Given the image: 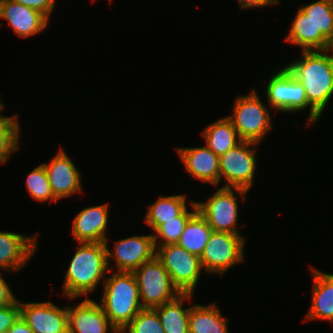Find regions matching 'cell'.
Segmentation results:
<instances>
[{
    "instance_id": "2",
    "label": "cell",
    "mask_w": 333,
    "mask_h": 333,
    "mask_svg": "<svg viewBox=\"0 0 333 333\" xmlns=\"http://www.w3.org/2000/svg\"><path fill=\"white\" fill-rule=\"evenodd\" d=\"M287 70L304 87L308 103L322 116L333 96V61L325 50L302 51Z\"/></svg>"
},
{
    "instance_id": "32",
    "label": "cell",
    "mask_w": 333,
    "mask_h": 333,
    "mask_svg": "<svg viewBox=\"0 0 333 333\" xmlns=\"http://www.w3.org/2000/svg\"><path fill=\"white\" fill-rule=\"evenodd\" d=\"M44 14L49 20L54 13L56 0H12Z\"/></svg>"
},
{
    "instance_id": "13",
    "label": "cell",
    "mask_w": 333,
    "mask_h": 333,
    "mask_svg": "<svg viewBox=\"0 0 333 333\" xmlns=\"http://www.w3.org/2000/svg\"><path fill=\"white\" fill-rule=\"evenodd\" d=\"M46 171L54 196L60 200L83 192L81 174L71 157L62 148L49 163H41Z\"/></svg>"
},
{
    "instance_id": "8",
    "label": "cell",
    "mask_w": 333,
    "mask_h": 333,
    "mask_svg": "<svg viewBox=\"0 0 333 333\" xmlns=\"http://www.w3.org/2000/svg\"><path fill=\"white\" fill-rule=\"evenodd\" d=\"M246 236L213 231L200 261L204 272L223 276L227 270L245 261Z\"/></svg>"
},
{
    "instance_id": "29",
    "label": "cell",
    "mask_w": 333,
    "mask_h": 333,
    "mask_svg": "<svg viewBox=\"0 0 333 333\" xmlns=\"http://www.w3.org/2000/svg\"><path fill=\"white\" fill-rule=\"evenodd\" d=\"M26 189L29 195L38 202H57L54 196L44 166L39 164L26 176Z\"/></svg>"
},
{
    "instance_id": "4",
    "label": "cell",
    "mask_w": 333,
    "mask_h": 333,
    "mask_svg": "<svg viewBox=\"0 0 333 333\" xmlns=\"http://www.w3.org/2000/svg\"><path fill=\"white\" fill-rule=\"evenodd\" d=\"M258 91L252 88L248 95H238L230 115L226 116L242 141L260 144L272 130V114L264 105Z\"/></svg>"
},
{
    "instance_id": "27",
    "label": "cell",
    "mask_w": 333,
    "mask_h": 333,
    "mask_svg": "<svg viewBox=\"0 0 333 333\" xmlns=\"http://www.w3.org/2000/svg\"><path fill=\"white\" fill-rule=\"evenodd\" d=\"M192 211L187 208L175 220L165 221L152 234L155 246H165L168 244H176L182 234L188 220L198 211L196 201H189Z\"/></svg>"
},
{
    "instance_id": "28",
    "label": "cell",
    "mask_w": 333,
    "mask_h": 333,
    "mask_svg": "<svg viewBox=\"0 0 333 333\" xmlns=\"http://www.w3.org/2000/svg\"><path fill=\"white\" fill-rule=\"evenodd\" d=\"M329 40L333 36V0H316L299 7Z\"/></svg>"
},
{
    "instance_id": "12",
    "label": "cell",
    "mask_w": 333,
    "mask_h": 333,
    "mask_svg": "<svg viewBox=\"0 0 333 333\" xmlns=\"http://www.w3.org/2000/svg\"><path fill=\"white\" fill-rule=\"evenodd\" d=\"M22 318L34 333H69L67 306L60 308L52 301L21 302Z\"/></svg>"
},
{
    "instance_id": "30",
    "label": "cell",
    "mask_w": 333,
    "mask_h": 333,
    "mask_svg": "<svg viewBox=\"0 0 333 333\" xmlns=\"http://www.w3.org/2000/svg\"><path fill=\"white\" fill-rule=\"evenodd\" d=\"M126 333H165L157 311L143 308L124 328Z\"/></svg>"
},
{
    "instance_id": "19",
    "label": "cell",
    "mask_w": 333,
    "mask_h": 333,
    "mask_svg": "<svg viewBox=\"0 0 333 333\" xmlns=\"http://www.w3.org/2000/svg\"><path fill=\"white\" fill-rule=\"evenodd\" d=\"M310 268L313 277L312 301L303 321L317 319L333 323V274Z\"/></svg>"
},
{
    "instance_id": "11",
    "label": "cell",
    "mask_w": 333,
    "mask_h": 333,
    "mask_svg": "<svg viewBox=\"0 0 333 333\" xmlns=\"http://www.w3.org/2000/svg\"><path fill=\"white\" fill-rule=\"evenodd\" d=\"M109 241H105L107 248V264L110 271L133 272L141 264L152 260L156 255L153 234L132 235L115 241L113 250L110 251ZM111 260L116 263L112 266ZM111 267V268H110Z\"/></svg>"
},
{
    "instance_id": "6",
    "label": "cell",
    "mask_w": 333,
    "mask_h": 333,
    "mask_svg": "<svg viewBox=\"0 0 333 333\" xmlns=\"http://www.w3.org/2000/svg\"><path fill=\"white\" fill-rule=\"evenodd\" d=\"M247 193L248 190L242 188L219 187L208 200L196 201L198 211L213 231L242 235L237 227L239 205L236 195L245 201Z\"/></svg>"
},
{
    "instance_id": "9",
    "label": "cell",
    "mask_w": 333,
    "mask_h": 333,
    "mask_svg": "<svg viewBox=\"0 0 333 333\" xmlns=\"http://www.w3.org/2000/svg\"><path fill=\"white\" fill-rule=\"evenodd\" d=\"M143 308L158 307L176 298L180 292L173 285L170 275L155 256L134 270Z\"/></svg>"
},
{
    "instance_id": "38",
    "label": "cell",
    "mask_w": 333,
    "mask_h": 333,
    "mask_svg": "<svg viewBox=\"0 0 333 333\" xmlns=\"http://www.w3.org/2000/svg\"><path fill=\"white\" fill-rule=\"evenodd\" d=\"M4 105V103L2 102V99L0 97V108Z\"/></svg>"
},
{
    "instance_id": "36",
    "label": "cell",
    "mask_w": 333,
    "mask_h": 333,
    "mask_svg": "<svg viewBox=\"0 0 333 333\" xmlns=\"http://www.w3.org/2000/svg\"><path fill=\"white\" fill-rule=\"evenodd\" d=\"M325 51L333 61V36L328 40Z\"/></svg>"
},
{
    "instance_id": "31",
    "label": "cell",
    "mask_w": 333,
    "mask_h": 333,
    "mask_svg": "<svg viewBox=\"0 0 333 333\" xmlns=\"http://www.w3.org/2000/svg\"><path fill=\"white\" fill-rule=\"evenodd\" d=\"M20 316V300L18 299L12 304L0 307V333L8 331Z\"/></svg>"
},
{
    "instance_id": "1",
    "label": "cell",
    "mask_w": 333,
    "mask_h": 333,
    "mask_svg": "<svg viewBox=\"0 0 333 333\" xmlns=\"http://www.w3.org/2000/svg\"><path fill=\"white\" fill-rule=\"evenodd\" d=\"M108 272L105 242L78 243L66 269L63 297L69 300L84 296L88 298L89 294L97 290L98 285L104 283Z\"/></svg>"
},
{
    "instance_id": "33",
    "label": "cell",
    "mask_w": 333,
    "mask_h": 333,
    "mask_svg": "<svg viewBox=\"0 0 333 333\" xmlns=\"http://www.w3.org/2000/svg\"><path fill=\"white\" fill-rule=\"evenodd\" d=\"M0 270V307L14 303L17 298Z\"/></svg>"
},
{
    "instance_id": "37",
    "label": "cell",
    "mask_w": 333,
    "mask_h": 333,
    "mask_svg": "<svg viewBox=\"0 0 333 333\" xmlns=\"http://www.w3.org/2000/svg\"><path fill=\"white\" fill-rule=\"evenodd\" d=\"M111 333H126L124 329L121 328H115L114 330H112Z\"/></svg>"
},
{
    "instance_id": "5",
    "label": "cell",
    "mask_w": 333,
    "mask_h": 333,
    "mask_svg": "<svg viewBox=\"0 0 333 333\" xmlns=\"http://www.w3.org/2000/svg\"><path fill=\"white\" fill-rule=\"evenodd\" d=\"M264 94L267 104L277 112L295 113L309 107L307 126L316 124L321 115L308 103L304 87L286 67L266 80Z\"/></svg>"
},
{
    "instance_id": "14",
    "label": "cell",
    "mask_w": 333,
    "mask_h": 333,
    "mask_svg": "<svg viewBox=\"0 0 333 333\" xmlns=\"http://www.w3.org/2000/svg\"><path fill=\"white\" fill-rule=\"evenodd\" d=\"M40 232L23 235L0 231V270L16 272L26 266L38 248Z\"/></svg>"
},
{
    "instance_id": "35",
    "label": "cell",
    "mask_w": 333,
    "mask_h": 333,
    "mask_svg": "<svg viewBox=\"0 0 333 333\" xmlns=\"http://www.w3.org/2000/svg\"><path fill=\"white\" fill-rule=\"evenodd\" d=\"M8 333H34L27 322L20 316L17 321L8 329Z\"/></svg>"
},
{
    "instance_id": "15",
    "label": "cell",
    "mask_w": 333,
    "mask_h": 333,
    "mask_svg": "<svg viewBox=\"0 0 333 333\" xmlns=\"http://www.w3.org/2000/svg\"><path fill=\"white\" fill-rule=\"evenodd\" d=\"M0 19L6 20L20 38L42 33L50 23L44 14L12 0H0Z\"/></svg>"
},
{
    "instance_id": "26",
    "label": "cell",
    "mask_w": 333,
    "mask_h": 333,
    "mask_svg": "<svg viewBox=\"0 0 333 333\" xmlns=\"http://www.w3.org/2000/svg\"><path fill=\"white\" fill-rule=\"evenodd\" d=\"M3 105L0 108V165L6 164L11 155L20 149V131L21 126L18 119V114L14 116H3L1 111L5 108Z\"/></svg>"
},
{
    "instance_id": "25",
    "label": "cell",
    "mask_w": 333,
    "mask_h": 333,
    "mask_svg": "<svg viewBox=\"0 0 333 333\" xmlns=\"http://www.w3.org/2000/svg\"><path fill=\"white\" fill-rule=\"evenodd\" d=\"M213 230L206 219L197 211L187 222L177 245L189 253L201 256Z\"/></svg>"
},
{
    "instance_id": "16",
    "label": "cell",
    "mask_w": 333,
    "mask_h": 333,
    "mask_svg": "<svg viewBox=\"0 0 333 333\" xmlns=\"http://www.w3.org/2000/svg\"><path fill=\"white\" fill-rule=\"evenodd\" d=\"M109 203L89 206L77 212L73 219V240L78 243L108 241Z\"/></svg>"
},
{
    "instance_id": "3",
    "label": "cell",
    "mask_w": 333,
    "mask_h": 333,
    "mask_svg": "<svg viewBox=\"0 0 333 333\" xmlns=\"http://www.w3.org/2000/svg\"><path fill=\"white\" fill-rule=\"evenodd\" d=\"M108 273L99 304L111 324L123 329L143 309L138 285L132 272Z\"/></svg>"
},
{
    "instance_id": "21",
    "label": "cell",
    "mask_w": 333,
    "mask_h": 333,
    "mask_svg": "<svg viewBox=\"0 0 333 333\" xmlns=\"http://www.w3.org/2000/svg\"><path fill=\"white\" fill-rule=\"evenodd\" d=\"M192 293H180L173 300L154 309L157 311L165 333H189V310L184 308L185 302H192Z\"/></svg>"
},
{
    "instance_id": "10",
    "label": "cell",
    "mask_w": 333,
    "mask_h": 333,
    "mask_svg": "<svg viewBox=\"0 0 333 333\" xmlns=\"http://www.w3.org/2000/svg\"><path fill=\"white\" fill-rule=\"evenodd\" d=\"M257 145L259 144L242 141L219 157L220 183L224 181L222 187L250 190L254 185L255 173L258 169Z\"/></svg>"
},
{
    "instance_id": "24",
    "label": "cell",
    "mask_w": 333,
    "mask_h": 333,
    "mask_svg": "<svg viewBox=\"0 0 333 333\" xmlns=\"http://www.w3.org/2000/svg\"><path fill=\"white\" fill-rule=\"evenodd\" d=\"M187 197L184 194L159 196L152 204H149L144 217L145 223L155 231L165 221L175 220L187 207Z\"/></svg>"
},
{
    "instance_id": "20",
    "label": "cell",
    "mask_w": 333,
    "mask_h": 333,
    "mask_svg": "<svg viewBox=\"0 0 333 333\" xmlns=\"http://www.w3.org/2000/svg\"><path fill=\"white\" fill-rule=\"evenodd\" d=\"M285 41L298 45L301 51L325 50L328 39L317 31L315 23L300 8L296 11Z\"/></svg>"
},
{
    "instance_id": "23",
    "label": "cell",
    "mask_w": 333,
    "mask_h": 333,
    "mask_svg": "<svg viewBox=\"0 0 333 333\" xmlns=\"http://www.w3.org/2000/svg\"><path fill=\"white\" fill-rule=\"evenodd\" d=\"M205 144L218 157L242 142L232 122L221 117L207 125L200 133Z\"/></svg>"
},
{
    "instance_id": "18",
    "label": "cell",
    "mask_w": 333,
    "mask_h": 333,
    "mask_svg": "<svg viewBox=\"0 0 333 333\" xmlns=\"http://www.w3.org/2000/svg\"><path fill=\"white\" fill-rule=\"evenodd\" d=\"M175 149L187 173L201 182L220 185L219 157L206 145Z\"/></svg>"
},
{
    "instance_id": "7",
    "label": "cell",
    "mask_w": 333,
    "mask_h": 333,
    "mask_svg": "<svg viewBox=\"0 0 333 333\" xmlns=\"http://www.w3.org/2000/svg\"><path fill=\"white\" fill-rule=\"evenodd\" d=\"M156 257L170 275L180 293L194 294L200 275L204 272L200 257L177 244L155 246Z\"/></svg>"
},
{
    "instance_id": "22",
    "label": "cell",
    "mask_w": 333,
    "mask_h": 333,
    "mask_svg": "<svg viewBox=\"0 0 333 333\" xmlns=\"http://www.w3.org/2000/svg\"><path fill=\"white\" fill-rule=\"evenodd\" d=\"M229 319L224 318L217 304H193L189 310V333H230Z\"/></svg>"
},
{
    "instance_id": "34",
    "label": "cell",
    "mask_w": 333,
    "mask_h": 333,
    "mask_svg": "<svg viewBox=\"0 0 333 333\" xmlns=\"http://www.w3.org/2000/svg\"><path fill=\"white\" fill-rule=\"evenodd\" d=\"M239 3L240 9H254V8H263V7H269L272 5H279L280 0H237Z\"/></svg>"
},
{
    "instance_id": "17",
    "label": "cell",
    "mask_w": 333,
    "mask_h": 333,
    "mask_svg": "<svg viewBox=\"0 0 333 333\" xmlns=\"http://www.w3.org/2000/svg\"><path fill=\"white\" fill-rule=\"evenodd\" d=\"M67 314L69 333H110L115 329L100 304L89 297L67 305Z\"/></svg>"
}]
</instances>
